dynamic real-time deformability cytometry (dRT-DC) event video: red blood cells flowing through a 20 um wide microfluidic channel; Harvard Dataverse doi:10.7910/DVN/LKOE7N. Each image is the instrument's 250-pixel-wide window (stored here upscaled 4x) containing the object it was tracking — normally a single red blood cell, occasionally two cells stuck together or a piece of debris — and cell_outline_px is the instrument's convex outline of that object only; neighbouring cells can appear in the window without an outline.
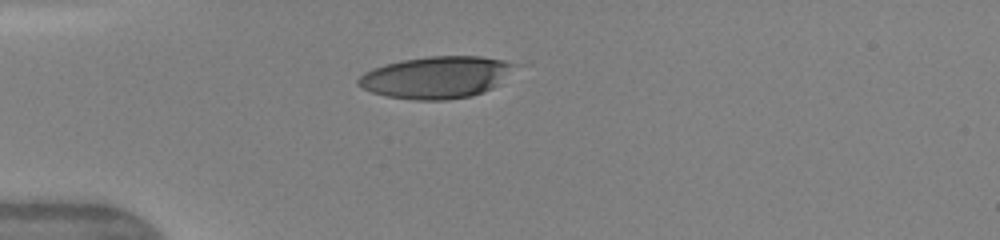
{"species": "human", "species_latin": "Homo sapiens", "temperature_condition": "warm", "stored_images_in_passage": 36, "camera_frame_rate_fps": 3000, "um_per_image_px": 0.085, "donor": {"sex": "female"}, "frame": {"image": 1, "passage_image": 1, "time_ms": 0.0, "image_size_px": [1000, 240], "cell_outline_px": [[520, 64], [492, 88], [472, 96], [444, 100], [416, 100], [388, 96], [372, 92], [356, 84], [356, 80], [364, 72], [372, 68], [400, 60], [428, 56], [480, 56]], "centroid_in_image_um": [37.06, 6.56], "position_along_channel_um": 47.9, "area_um2": 38.09}}
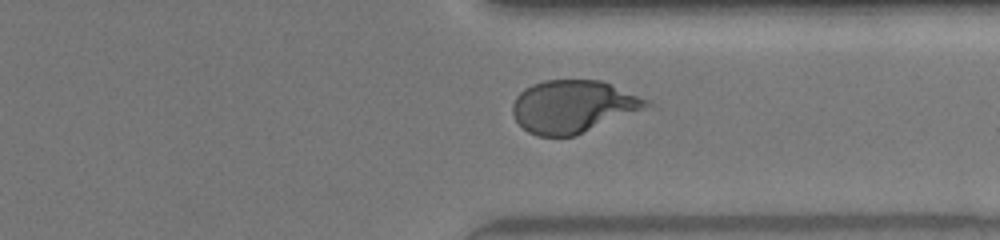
{"frame": {"image": 2, "passage_image": 25, "time_ms": 8.0, "image_size_px": [1000, 240], "cell_outline_px": [[660, 108], [576, 136], [536, 136], [528, 132], [516, 120], [512, 112], [512, 104], [516, 96], [524, 88], [532, 84], [544, 80], [600, 80], [648, 100]], "centroid_in_image_um": [48.87, 9.09], "position_along_channel_um": 362.5, "area_um2": 42.48}}
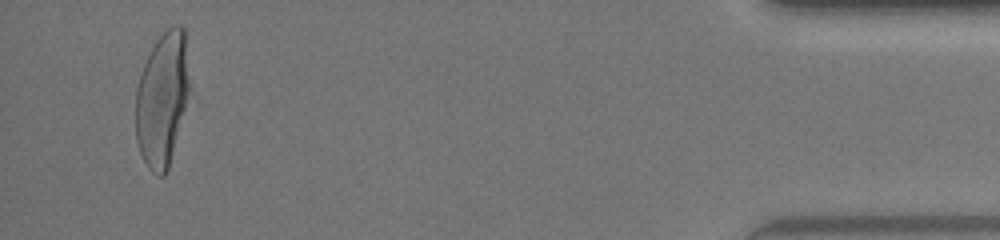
{"frame": {"image": 3, "passage_image": 34, "time_ms": 11.0, "image_size_px": [1000, 240], "cell_outline_px": [[188, 92], [184, 108], [168, 168], [164, 176], [160, 176], [152, 172], [148, 168], [140, 152], [136, 140], [136, 88], [140, 72], [156, 40], [172, 24], [180, 24], [184, 28], [188, 80]], "centroid_in_image_um": [13.75, 8.4], "position_along_channel_um": 421.4, "area_um2": 41.15}, "authors_computed_cell_mechanics": {"area_um2": 41.8472, "velocity_mm_per_s": 4.1898, "shape_relaxation_time_tau1_ms": 3.711, "shape_relaxation_time_tau2_ms": null, "deformation_change_tau1": 0.2095, "deformation_change_tau2": null}}